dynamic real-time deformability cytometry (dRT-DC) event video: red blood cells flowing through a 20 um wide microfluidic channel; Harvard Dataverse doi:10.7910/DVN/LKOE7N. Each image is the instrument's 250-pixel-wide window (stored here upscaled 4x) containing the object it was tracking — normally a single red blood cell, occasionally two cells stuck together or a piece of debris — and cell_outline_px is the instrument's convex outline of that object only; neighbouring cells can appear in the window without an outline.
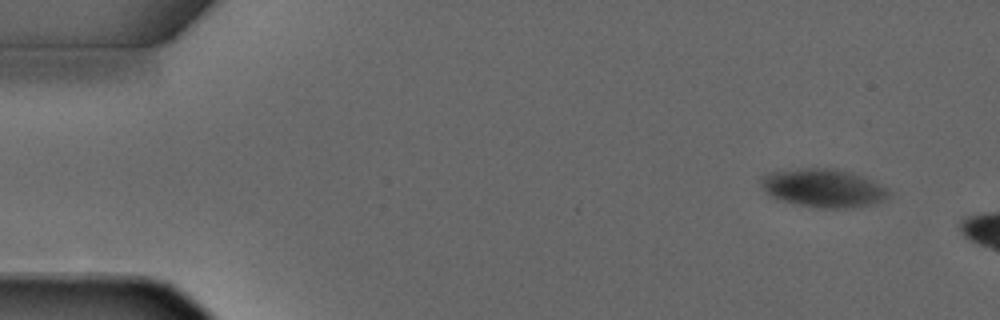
{"species": "common noctule bat (a hibernating species)", "species_latin": "Nyctalus noctula", "temperature_condition": "warm", "stored_images_in_passage": 2, "camera_frame_rate_fps": 3000, "um_per_image_px": 0.085, "animal": {"sex": "male", "forearm_length_mm": 52.5}, "frame": {"image": 1, "passage_image": 1, "time_ms": 0.0, "image_size_px": [1000, 320], "cell_outline_px": [[892, 192], [884, 200], [872, 204], [844, 208], [816, 208], [784, 200], [772, 196], [760, 184], [760, 176], [768, 172], [800, 168], [836, 168], [852, 172], [864, 176], [872, 180]], "centroid_in_image_um": [70.0, 15.96], "position_along_channel_um": 15.0, "area_um2": 28.44}}